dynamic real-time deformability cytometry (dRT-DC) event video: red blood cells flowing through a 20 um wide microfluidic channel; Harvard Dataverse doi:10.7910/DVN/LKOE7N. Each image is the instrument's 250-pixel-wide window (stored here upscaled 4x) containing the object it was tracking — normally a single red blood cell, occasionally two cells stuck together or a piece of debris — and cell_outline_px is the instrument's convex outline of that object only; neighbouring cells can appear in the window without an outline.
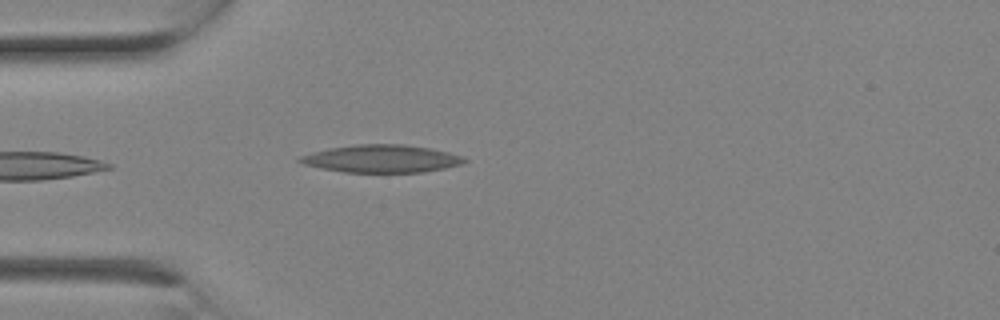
{"species": "Egyptian fruit bat (a non-hibernating species)", "species_latin": "Rousettus aegyptiacus", "temperature_condition": "room temperature", "stored_images_in_passage": 1, "camera_frame_rate_fps": 3000, "um_per_image_px": 0.085, "animal": {"sex": "female"}, "frame": {"image": 1, "passage_image": 1, "time_ms": 0.0, "image_size_px": [1000, 320], "cell_outline_px": [[468, 160], [464, 164], [424, 172], [344, 172], [320, 168], [304, 164], [296, 160], [300, 156], [312, 152], [328, 148], [356, 144], [400, 144], [428, 148], [448, 152], [464, 156]], "centroid_in_image_um": [32.44, 13.49], "position_along_channel_um": 52.6, "area_um2": 26.53}}